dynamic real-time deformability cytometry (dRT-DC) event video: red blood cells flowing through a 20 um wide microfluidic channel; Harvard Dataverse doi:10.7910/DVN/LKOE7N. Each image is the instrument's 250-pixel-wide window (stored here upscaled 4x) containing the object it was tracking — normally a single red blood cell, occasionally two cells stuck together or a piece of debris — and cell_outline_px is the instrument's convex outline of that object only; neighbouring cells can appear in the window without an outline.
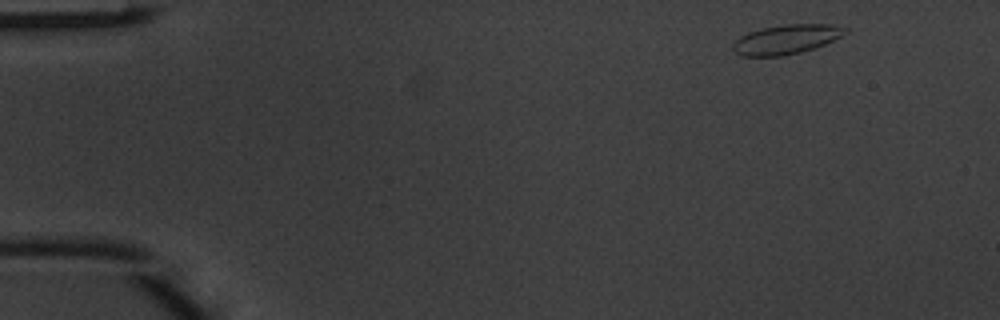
{"species": "common noctule bat (a hibernating species)", "species_latin": "Nyctalus noctula", "temperature_condition": "warm", "stored_images_in_passage": 4, "camera_frame_rate_fps": 3000, "um_per_image_px": 0.085, "animal": {"sex": "male", "body_mass_g": 20.1, "forearm_length_mm": 53.5}, "frame": {"image": 1, "passage_image": 1, "time_ms": 0.0, "image_size_px": [1000, 320], "cell_outline_px": [[848, 32], [824, 44], [800, 52], [780, 56], [740, 56], [732, 48], [732, 44], [740, 36], [748, 32], [764, 28], [788, 24], [832, 24], [848, 28]], "centroid_in_image_um": [66.82, 3.34], "position_along_channel_um": 18.2, "area_um2": 19.02}}